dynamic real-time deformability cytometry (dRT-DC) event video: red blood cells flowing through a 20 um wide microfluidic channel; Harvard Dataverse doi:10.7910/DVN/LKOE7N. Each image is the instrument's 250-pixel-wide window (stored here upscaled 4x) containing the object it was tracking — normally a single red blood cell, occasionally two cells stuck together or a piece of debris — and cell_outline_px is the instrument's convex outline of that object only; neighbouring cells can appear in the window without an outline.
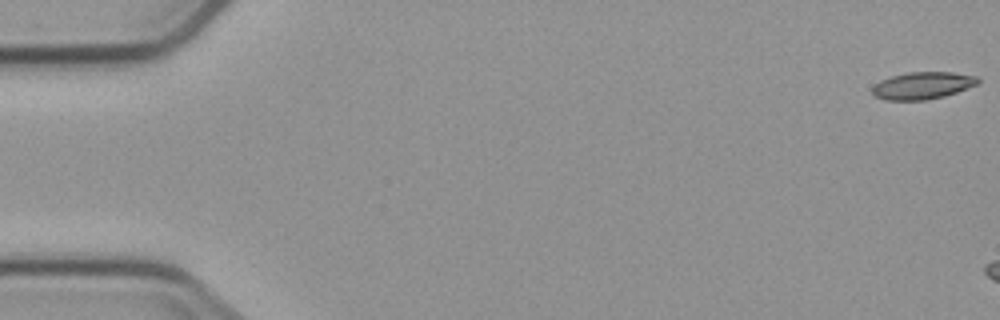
{"species": "common noctule bat (a hibernating species)", "species_latin": "Nyctalus noctula", "temperature_condition": "cold", "stored_images_in_passage": 5, "camera_frame_rate_fps": 3000, "um_per_image_px": 0.085, "animal": {"sex": "male", "body_mass_g": 23.1, "forearm_length_mm": 52.7}, "frame": {"image": 1, "passage_image": 1, "time_ms": 0.0, "image_size_px": [1000, 320], "cell_outline_px": [[980, 80], [976, 84], [956, 92], [944, 96], [924, 100], [884, 100], [872, 96], [872, 88], [880, 80], [892, 76], [908, 72], [952, 72], [980, 76]], "centroid_in_image_um": [78.4, 7.27], "position_along_channel_um": 6.6, "area_um2": 16.76}}